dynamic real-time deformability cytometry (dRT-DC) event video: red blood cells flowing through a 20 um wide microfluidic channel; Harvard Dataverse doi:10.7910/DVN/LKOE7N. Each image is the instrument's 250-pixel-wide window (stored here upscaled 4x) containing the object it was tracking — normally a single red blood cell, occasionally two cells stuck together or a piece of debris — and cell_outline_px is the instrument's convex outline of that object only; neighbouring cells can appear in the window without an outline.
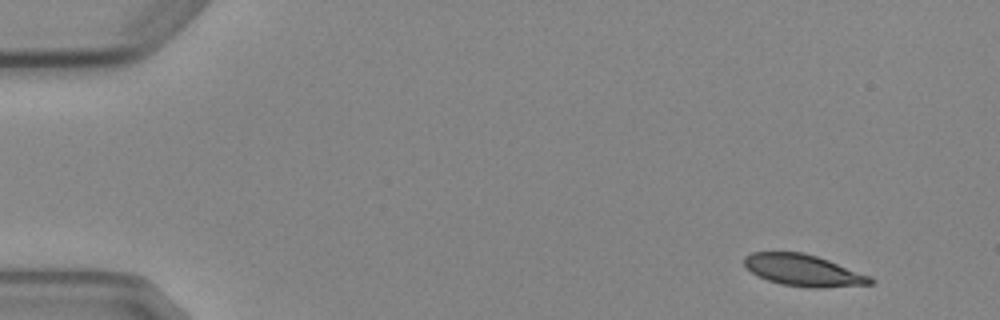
{"species": "Egyptian fruit bat (a non-hibernating species)", "species_latin": "Rousettus aegyptiacus", "temperature_condition": "cold", "stored_images_in_passage": 4, "camera_frame_rate_fps": 3000, "um_per_image_px": 0.085, "animal": {"sex": "female"}, "frame": {"image": 1, "passage_image": 1, "time_ms": 0.0, "image_size_px": [1000, 320], "cell_outline_px": [[876, 280], [872, 284], [820, 288], [808, 288], [780, 284], [768, 280], [752, 272], [744, 264], [744, 256], [752, 252], [804, 252], [828, 260], [872, 276]], "centroid_in_image_um": [68.32, 22.98], "position_along_channel_um": 16.7, "area_um2": 23.29}}
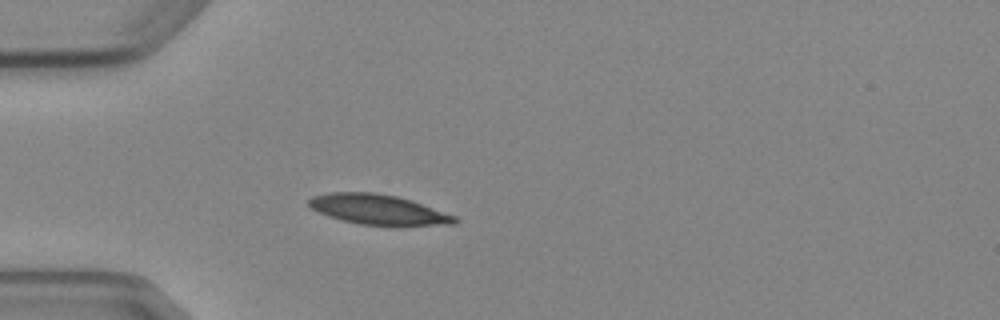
{"frame": {"image": 2, "passage_image": 4, "time_ms": 3.667, "image_size_px": [1000, 320], "cell_outline_px": [[460, 220], [456, 224], [360, 224], [328, 216], [312, 208], [308, 204], [308, 200], [312, 196], [328, 192], [376, 192], [396, 196], [412, 200], [456, 216]], "centroid_in_image_um": [32.13, 17.78], "position_along_channel_um": 52.9, "area_um2": 25.03}}